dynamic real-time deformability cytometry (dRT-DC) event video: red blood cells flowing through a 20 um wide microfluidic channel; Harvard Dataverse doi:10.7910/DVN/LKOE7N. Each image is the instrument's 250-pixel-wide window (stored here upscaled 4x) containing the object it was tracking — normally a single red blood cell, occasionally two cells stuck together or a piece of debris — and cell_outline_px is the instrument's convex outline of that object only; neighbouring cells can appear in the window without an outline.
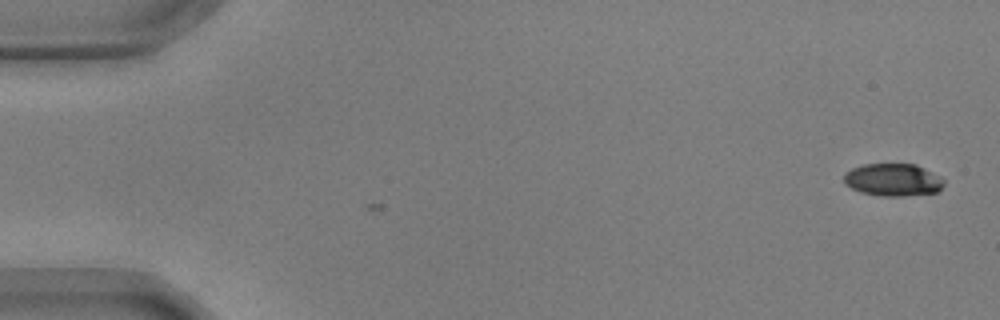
{"species": "common noctule bat (a hibernating species)", "species_latin": "Nyctalus noctula", "temperature_condition": "warm", "stored_images_in_passage": 3, "camera_frame_rate_fps": 3000, "um_per_image_px": 0.085, "animal": {"sex": "male", "body_mass_g": 17.9, "forearm_length_mm": 54.2}, "frame": {"image": 1, "passage_image": 3, "time_ms": 0.667, "image_size_px": [1000, 320], "cell_outline_px": [[944, 184], [936, 192], [904, 196], [884, 196], [860, 192], [844, 184], [844, 172], [852, 168], [864, 164], [916, 164], [940, 176], [944, 180]], "centroid_in_image_um": [75.89, 15.28], "position_along_channel_um": 9.1, "area_um2": 18.96}}